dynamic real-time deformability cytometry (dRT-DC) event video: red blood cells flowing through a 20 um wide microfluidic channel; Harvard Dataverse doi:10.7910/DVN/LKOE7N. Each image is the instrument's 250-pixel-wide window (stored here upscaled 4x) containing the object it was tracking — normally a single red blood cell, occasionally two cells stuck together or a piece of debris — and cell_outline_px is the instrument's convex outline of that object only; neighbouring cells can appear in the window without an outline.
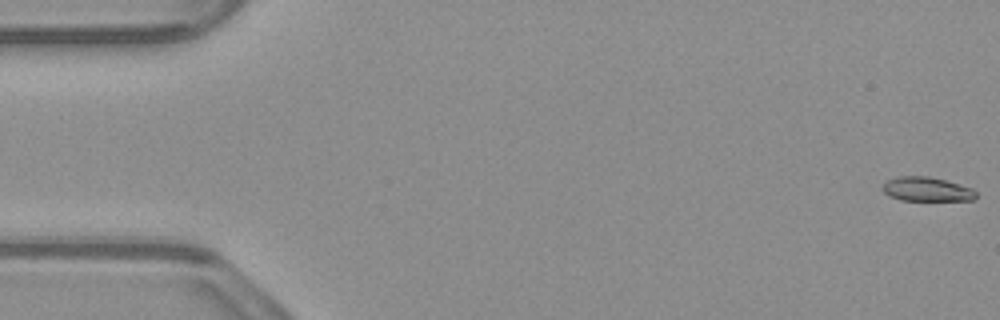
{"species": "common noctule bat (a hibernating species)", "species_latin": "Nyctalus noctula", "temperature_condition": "warm", "stored_images_in_passage": 54, "camera_frame_rate_fps": 3000, "um_per_image_px": 0.085, "animal": {"sex": "male", "body_mass_g": 23.1, "forearm_length_mm": 52.7}, "frame": {"image": 1, "passage_image": 1, "time_ms": 0.0, "image_size_px": [1000, 320], "cell_outline_px": [[976, 196], [972, 200], [900, 200], [888, 196], [880, 188], [888, 180], [900, 176], [928, 176], [944, 180], [972, 188], [976, 192]], "centroid_in_image_um": [78.73, 16.09], "position_along_channel_um": 6.3, "area_um2": 13.06}}
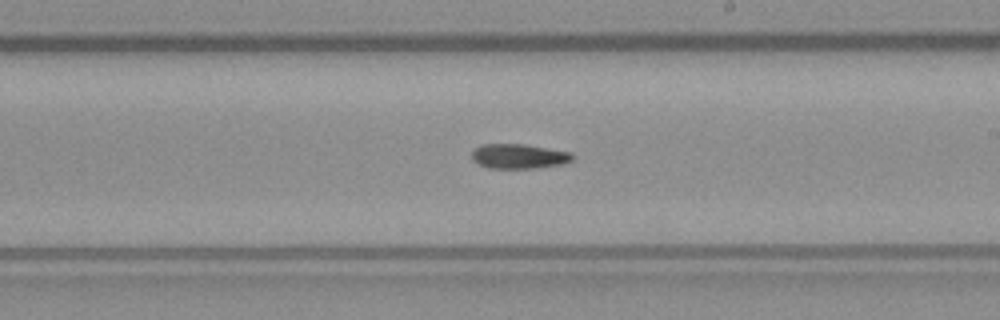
{"frame": {"image": 2, "passage_image": 31, "time_ms": 10.0, "image_size_px": [1000, 320], "cell_outline_px": [[576, 156], [572, 160], [564, 164], [536, 168], [488, 168], [472, 160], [472, 152], [480, 144], [524, 144], [572, 152]], "centroid_in_image_um": [44.14, 13.28], "position_along_channel_um": 244.9, "area_um2": 14.62}}
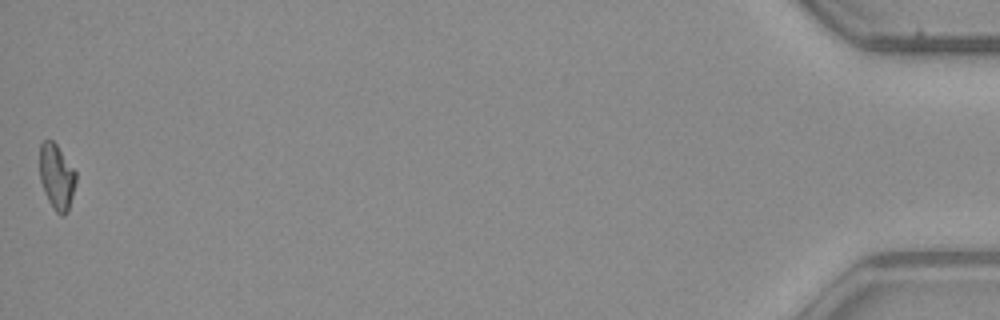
{"frame": {"image": 3, "passage_image": 54, "time_ms": 17.667, "image_size_px": [1000, 320], "cell_outline_px": [[76, 180], [68, 212], [64, 216], [60, 216], [56, 212], [48, 200], [44, 192], [40, 180], [40, 144], [44, 140], [52, 140], [56, 144], [76, 172]], "centroid_in_image_um": [4.81, 15.04], "position_along_channel_um": 430.4, "area_um2": 13.76}}